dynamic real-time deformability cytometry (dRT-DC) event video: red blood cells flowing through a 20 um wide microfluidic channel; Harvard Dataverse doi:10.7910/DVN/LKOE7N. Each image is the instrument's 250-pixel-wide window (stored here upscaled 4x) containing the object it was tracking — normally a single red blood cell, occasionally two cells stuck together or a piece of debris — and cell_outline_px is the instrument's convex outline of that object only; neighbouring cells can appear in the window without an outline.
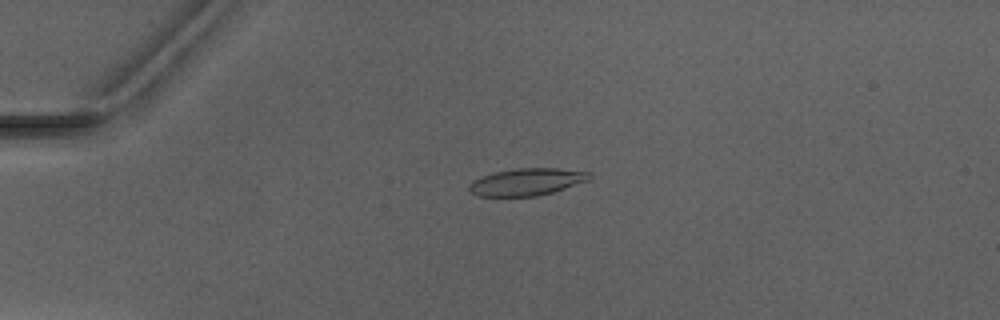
{"species": "Egyptian fruit bat (a non-hibernating species)", "species_latin": "Rousettus aegyptiacus", "temperature_condition": "warm", "stored_images_in_passage": 4, "camera_frame_rate_fps": 3000, "um_per_image_px": 0.085, "animal": {"sex": "male"}, "frame": {"image": 1, "passage_image": 2, "time_ms": 2.0, "image_size_px": [1000, 320], "cell_outline_px": [[592, 176], [588, 180], [552, 192], [536, 196], [476, 196], [468, 188], [468, 184], [472, 180], [496, 172], [516, 168], [556, 168], [592, 172]], "centroid_in_image_um": [44.77, 15.45], "position_along_channel_um": 40.2, "area_um2": 18.9}}